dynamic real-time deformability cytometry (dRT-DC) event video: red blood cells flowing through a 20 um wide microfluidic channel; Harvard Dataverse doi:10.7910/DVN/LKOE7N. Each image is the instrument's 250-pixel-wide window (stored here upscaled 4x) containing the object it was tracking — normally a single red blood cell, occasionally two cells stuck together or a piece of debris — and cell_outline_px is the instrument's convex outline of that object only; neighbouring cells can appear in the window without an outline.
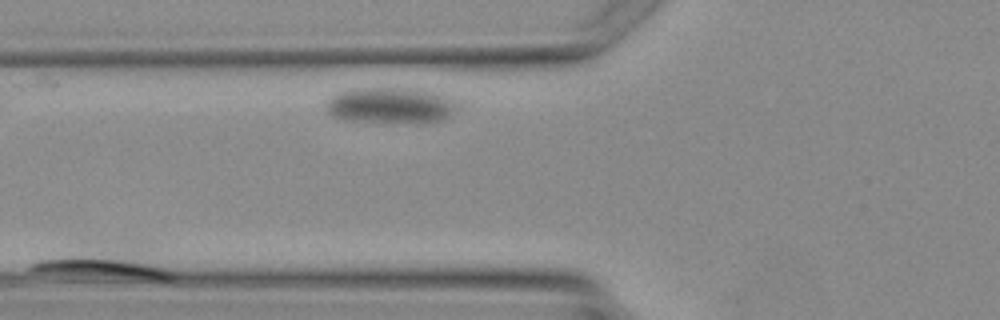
{"species": "Egyptian fruit bat (a non-hibernating species)", "species_latin": "Rousettus aegyptiacus", "temperature_condition": "warm", "stored_images_in_passage": 5, "segment_of_instrument_passage": [1, 2], "camera_frame_rate_fps": 3000, "um_per_image_px": 0.085, "animal": {"sex": "female"}, "frame": {"image": 1, "passage_image": 3, "time_ms": 2.333, "image_size_px": [1000, 320], "cell_outline_px": [[176, 276], [172, 280], [152, 280], [32, 272], [28, 268], [28, 264], [36, 260], [80, 240], [96, 236], [132, 236], [160, 240]], "centroid_in_image_um": [9.31, 22.02], "position_along_channel_um": 116.5, "area_um2": 34.1}}